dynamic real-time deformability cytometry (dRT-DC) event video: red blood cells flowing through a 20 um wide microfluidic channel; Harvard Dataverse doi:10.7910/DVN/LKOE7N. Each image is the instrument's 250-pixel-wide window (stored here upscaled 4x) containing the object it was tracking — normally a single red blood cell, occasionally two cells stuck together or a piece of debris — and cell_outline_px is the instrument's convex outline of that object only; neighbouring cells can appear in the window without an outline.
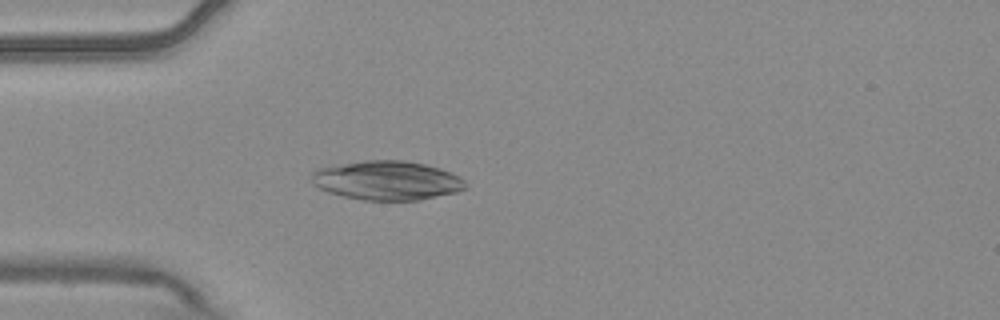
{"species": "common noctule bat (a hibernating species)", "species_latin": "Nyctalus noctula", "temperature_condition": "warm", "stored_images_in_passage": 5, "camera_frame_rate_fps": 3000, "um_per_image_px": 0.085, "animal": {"sex": "male", "body_mass_g": 20.4}, "frame": {"image": 1, "passage_image": 5, "time_ms": 1.333, "image_size_px": [1000, 320], "cell_outline_px": [[468, 188], [456, 192], [420, 200], [364, 200], [344, 196], [328, 192], [312, 184], [312, 172], [316, 168], [364, 160], [404, 160], [424, 164], [440, 168], [464, 180], [468, 184]], "centroid_in_image_um": [32.88, 15.34], "position_along_channel_um": 52.1, "area_um2": 35.08}}